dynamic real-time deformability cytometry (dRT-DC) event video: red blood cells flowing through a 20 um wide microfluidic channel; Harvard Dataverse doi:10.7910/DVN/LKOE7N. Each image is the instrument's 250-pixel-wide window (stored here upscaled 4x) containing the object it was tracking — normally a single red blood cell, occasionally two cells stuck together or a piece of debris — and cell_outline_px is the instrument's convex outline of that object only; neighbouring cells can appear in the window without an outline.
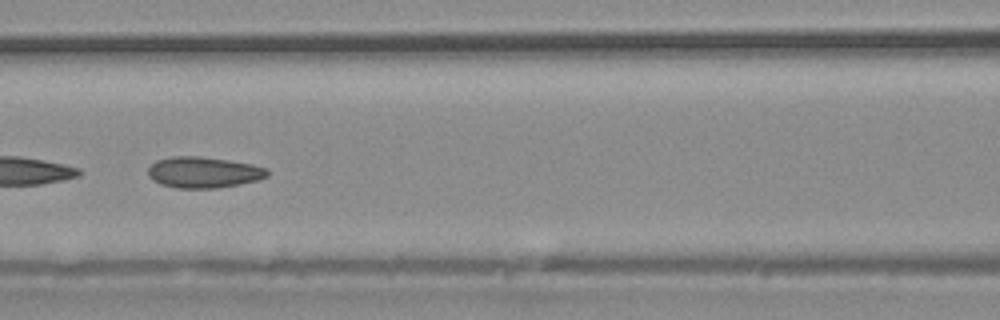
{"species": "common noctule bat (a hibernating species)", "species_latin": "Nyctalus noctula", "temperature_condition": "warm", "stored_images_in_passage": 38, "camera_frame_rate_fps": 3000, "um_per_image_px": 0.085, "animal": {"sex": "male", "body_mass_g": 20.4}, "frame": {"image": 1, "passage_image": 17, "time_ms": 5.333, "image_size_px": [1000, 320], "cell_outline_px": [[268, 176], [260, 180], [240, 184], [216, 188], [176, 188], [160, 184], [152, 180], [148, 176], [148, 168], [156, 160], [172, 156], [200, 156], [228, 160], [252, 164], [268, 168]], "centroid_in_image_um": [17.31, 14.65], "position_along_channel_um": 149.3, "area_um2": 21.79}}